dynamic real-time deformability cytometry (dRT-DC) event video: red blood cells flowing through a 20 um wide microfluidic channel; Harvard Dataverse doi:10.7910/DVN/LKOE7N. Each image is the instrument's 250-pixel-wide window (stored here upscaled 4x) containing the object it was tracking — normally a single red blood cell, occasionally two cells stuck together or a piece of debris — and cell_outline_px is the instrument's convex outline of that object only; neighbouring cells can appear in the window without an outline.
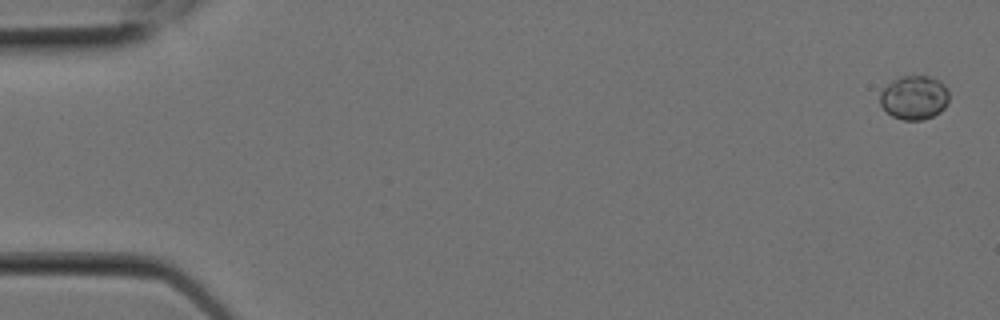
{"species": "Egyptian fruit bat (a non-hibernating species)", "species_latin": "Rousettus aegyptiacus", "temperature_condition": "room temperature", "stored_images_in_passage": 6, "camera_frame_rate_fps": 3000, "um_per_image_px": 0.085, "animal": {"sex": "female"}, "frame": {"image": 1, "passage_image": 1, "time_ms": 0.0, "image_size_px": [1000, 320], "cell_outline_px": [[948, 104], [940, 112], [924, 120], [904, 120], [892, 116], [880, 104], [880, 92], [892, 80], [904, 76], [928, 76], [940, 80], [948, 88]], "centroid_in_image_um": [77.73, 8.29], "position_along_channel_um": 7.3, "area_um2": 17.74}}
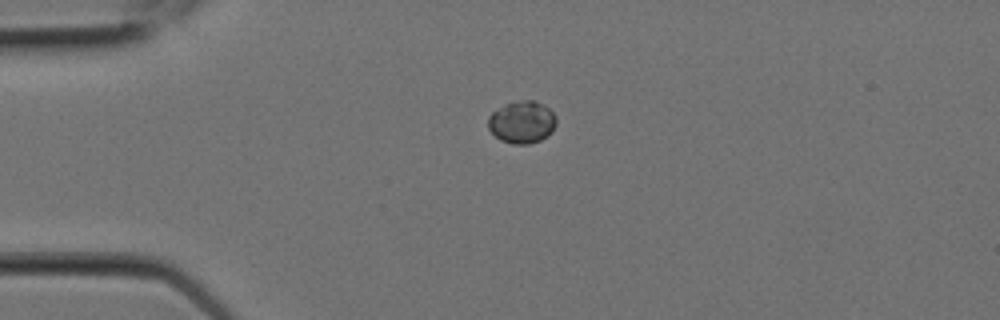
{"frame": {"image": 2, "passage_image": 5, "time_ms": 1.333, "image_size_px": [1000, 320], "cell_outline_px": [[556, 124], [552, 132], [548, 136], [540, 140], [528, 144], [512, 144], [500, 140], [488, 128], [488, 116], [492, 112], [504, 104], [520, 100], [532, 100], [544, 104], [556, 116]], "centroid_in_image_um": [44.37, 10.38], "position_along_channel_um": 40.6, "area_um2": 16.94}}